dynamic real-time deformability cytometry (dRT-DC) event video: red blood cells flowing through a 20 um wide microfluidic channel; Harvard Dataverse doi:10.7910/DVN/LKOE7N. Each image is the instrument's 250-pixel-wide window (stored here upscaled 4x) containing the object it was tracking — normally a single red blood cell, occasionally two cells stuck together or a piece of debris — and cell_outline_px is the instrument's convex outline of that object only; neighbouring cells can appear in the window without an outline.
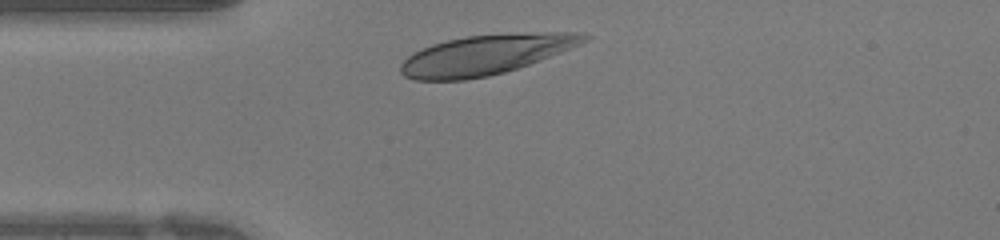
{"species": "human", "species_latin": "Homo sapiens", "temperature_condition": "warm", "stored_images_in_passage": 24, "camera_frame_rate_fps": 3000, "um_per_image_px": 0.085, "donor": {"sex": "female"}, "frame": {"image": 1, "passage_image": 1, "time_ms": 0.0, "image_size_px": [1000, 240], "cell_outline_px": [[592, 36], [588, 40], [580, 44], [560, 52], [528, 64], [504, 72], [488, 76], [468, 80], [412, 80], [404, 76], [400, 72], [400, 64], [412, 52], [432, 44], [448, 40], [468, 36], [548, 32], [576, 32]], "centroid_in_image_um": [41.23, 4.66], "position_along_channel_um": 43.8, "area_um2": 42.14}}
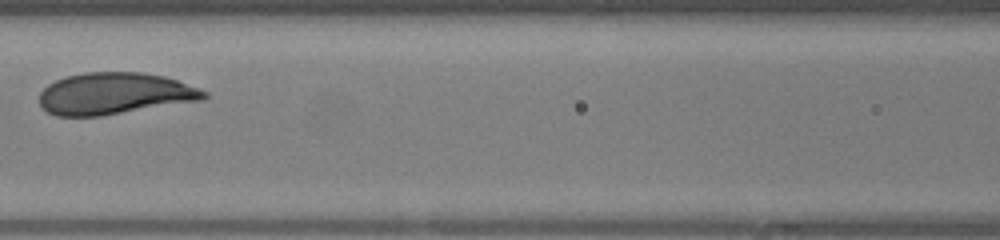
{"frame": {"image": 2, "passage_image": 9, "time_ms": 2.667, "image_size_px": [1000, 240], "cell_outline_px": [[208, 96], [204, 100], [100, 116], [56, 116], [48, 112], [40, 104], [40, 92], [48, 84], [56, 80], [68, 76], [84, 72], [140, 72], [164, 76], [200, 88], [208, 92]], "centroid_in_image_um": [9.77, 7.95], "position_along_channel_um": 156.8, "area_um2": 40.06}}
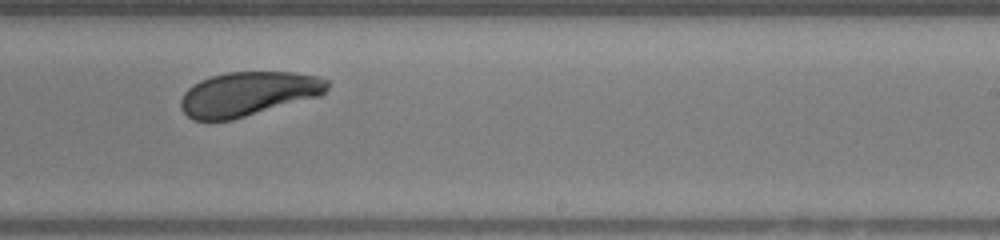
{"frame": {"image": 3, "passage_image": 16, "time_ms": 5.0, "image_size_px": [1000, 240], "cell_outline_px": [[328, 88], [320, 96], [232, 120], [192, 120], [180, 108], [180, 100], [184, 92], [192, 84], [200, 80], [212, 76], [228, 72], [296, 72], [316, 76], [328, 80]], "centroid_in_image_um": [21.07, 7.98], "position_along_channel_um": 267.9, "area_um2": 37.8}}